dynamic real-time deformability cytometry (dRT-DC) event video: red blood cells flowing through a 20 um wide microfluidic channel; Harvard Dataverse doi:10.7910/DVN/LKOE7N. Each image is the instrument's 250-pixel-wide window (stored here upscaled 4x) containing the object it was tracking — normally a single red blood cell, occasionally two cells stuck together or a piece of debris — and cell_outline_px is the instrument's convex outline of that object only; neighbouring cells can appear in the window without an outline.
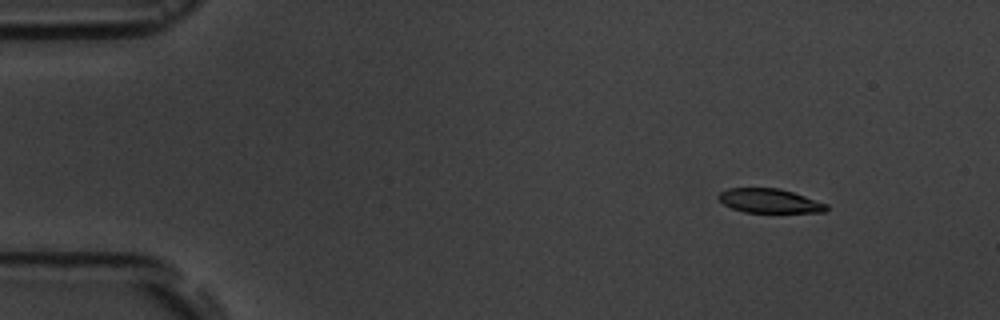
{"species": "common noctule bat (a hibernating species)", "species_latin": "Nyctalus noctula", "temperature_condition": "room temperature", "stored_images_in_passage": 3, "camera_frame_rate_fps": 3000, "um_per_image_px": 0.085, "animal": {"sex": "male", "body_mass_g": 19.5, "forearm_length_mm": 54.6}, "frame": {"image": 1, "passage_image": 1, "time_ms": 0.0, "image_size_px": [1000, 320], "cell_outline_px": [[828, 208], [824, 212], [744, 212], [732, 208], [724, 204], [716, 196], [720, 192], [728, 188], [780, 188], [828, 204]], "centroid_in_image_um": [65.39, 17.07], "position_along_channel_um": 19.6, "area_um2": 15.09}}
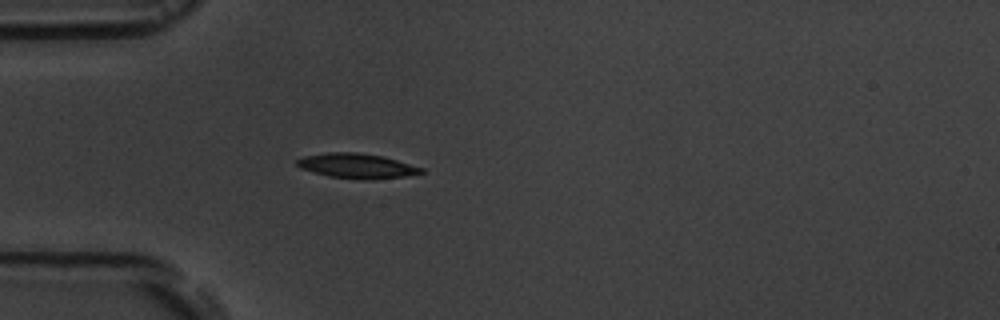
{"frame": {"image": 2, "passage_image": 3, "time_ms": 3.333, "image_size_px": [1000, 320], "cell_outline_px": [[424, 172], [404, 176], [368, 180], [360, 180], [328, 176], [300, 168], [296, 164], [296, 160], [304, 156], [328, 152], [356, 152], [384, 156], [424, 168]], "centroid_in_image_um": [30.33, 14.1], "position_along_channel_um": 54.7, "area_um2": 18.03}}